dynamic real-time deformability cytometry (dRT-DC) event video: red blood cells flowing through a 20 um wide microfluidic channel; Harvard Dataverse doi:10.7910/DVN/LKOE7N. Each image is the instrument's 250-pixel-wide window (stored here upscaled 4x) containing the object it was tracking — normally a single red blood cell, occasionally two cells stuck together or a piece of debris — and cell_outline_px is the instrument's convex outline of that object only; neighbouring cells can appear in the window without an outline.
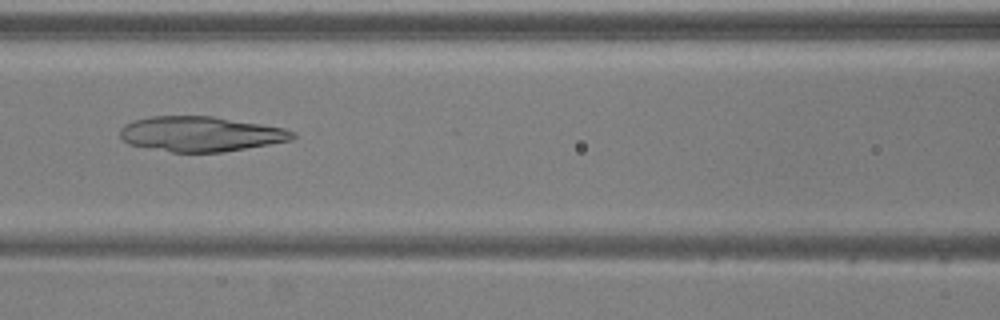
{"species": "common noctule bat (a hibernating species)", "species_latin": "Nyctalus noctula", "temperature_condition": "warm", "stored_images_in_passage": 44, "camera_frame_rate_fps": 3000, "um_per_image_px": 0.085, "animal": {"sex": "male", "body_mass_g": 20.5, "forearm_length_mm": 52.5}, "frame": {"image": 1, "passage_image": 15, "time_ms": 4.667, "image_size_px": [1000, 320], "cell_outline_px": [[296, 136], [292, 140], [224, 152], [172, 152], [128, 144], [120, 136], [120, 128], [124, 124], [136, 120], [152, 116], [212, 116], [284, 128], [296, 132]], "centroid_in_image_um": [17.06, 11.39], "position_along_channel_um": 149.5, "area_um2": 35.08}}
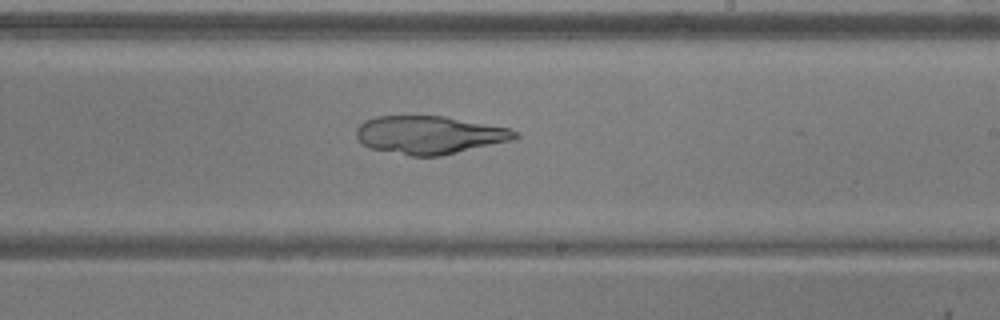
{"frame": {"image": 2, "passage_image": 23, "time_ms": 7.333, "image_size_px": [1000, 320], "cell_outline_px": [[520, 136], [508, 140], [440, 156], [412, 156], [368, 148], [356, 136], [356, 128], [364, 120], [376, 116], [444, 116], [508, 128], [516, 132]], "centroid_in_image_um": [36.42, 11.46], "position_along_channel_um": 252.6, "area_um2": 34.68}}
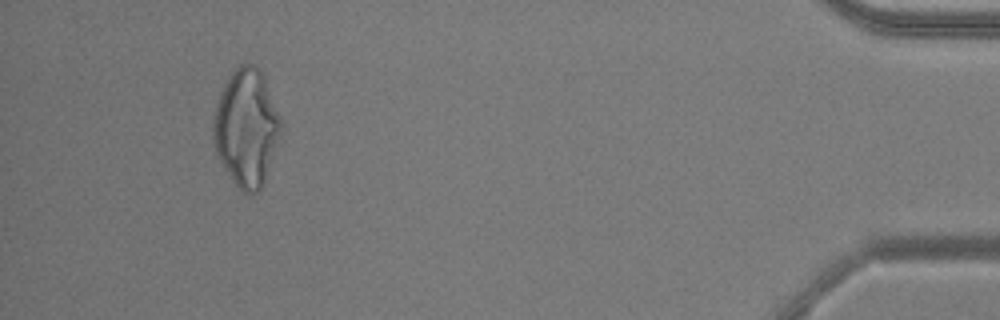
{"frame": {"image": 3, "passage_image": 41, "time_ms": 13.333, "image_size_px": [1000, 320], "cell_outline_px": [[280, 128], [264, 184], [252, 196], [248, 196], [240, 192], [220, 160], [216, 152], [212, 140], [212, 124], [216, 108], [224, 84], [232, 68], [240, 64], [252, 64], [260, 72], [264, 80], [280, 116]], "centroid_in_image_um": [20.9, 10.89], "position_along_channel_um": 414.3, "area_um2": 45.43}}